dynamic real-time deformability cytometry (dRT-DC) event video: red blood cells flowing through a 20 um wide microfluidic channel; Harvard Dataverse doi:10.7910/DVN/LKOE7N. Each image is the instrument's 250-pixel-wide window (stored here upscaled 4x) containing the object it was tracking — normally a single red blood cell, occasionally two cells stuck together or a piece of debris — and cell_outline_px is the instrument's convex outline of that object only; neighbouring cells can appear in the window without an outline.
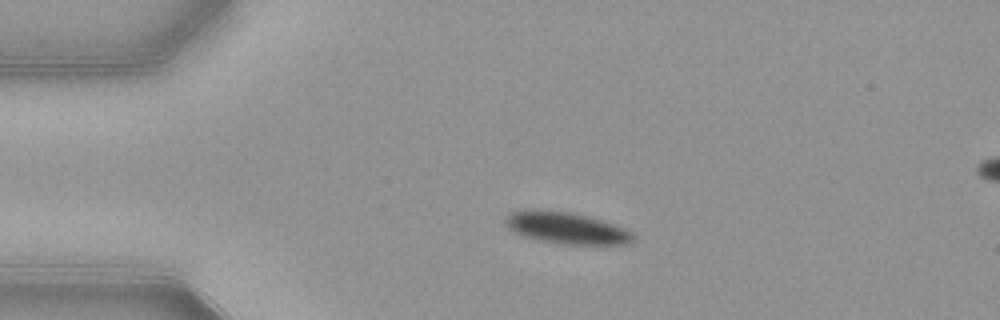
{"species": "common noctule bat (a hibernating species)", "species_latin": "Nyctalus noctula", "temperature_condition": "warm", "stored_images_in_passage": 42, "camera_frame_rate_fps": 3000, "um_per_image_px": 0.085, "animal": {"sex": "female", "body_mass_g": 21.9}, "frame": {"image": 1, "passage_image": 1, "time_ms": 0.0, "image_size_px": [1000, 320], "cell_outline_px": [[636, 236], [632, 244], [560, 244], [540, 240], [524, 236], [512, 232], [508, 228], [504, 220], [512, 212], [524, 208], [536, 208], [572, 212], [600, 220], [624, 228], [632, 232]], "centroid_in_image_um": [48.11, 19.36], "position_along_channel_um": 36.9, "area_um2": 23.81}}
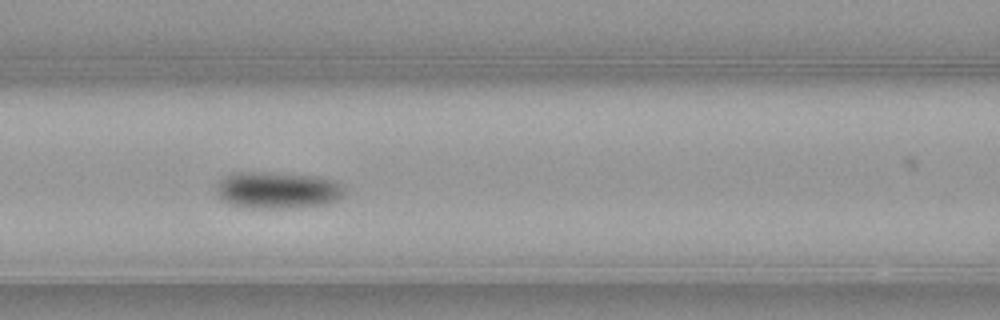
{"frame": {"image": 2, "passage_image": 12, "time_ms": 3.667, "image_size_px": [1000, 320], "cell_outline_px": [[344, 196], [328, 204], [280, 208], [248, 208], [232, 204], [220, 200], [216, 192], [216, 184], [224, 176], [232, 172], [272, 172], [320, 176], [336, 180], [344, 188]], "centroid_in_image_um": [23.58, 16.15], "position_along_channel_um": 143.0, "area_um2": 27.92}}
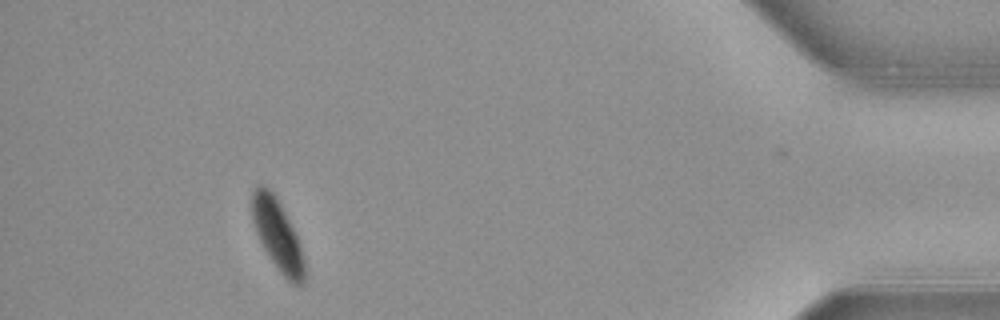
{"frame": {"image": 3, "passage_image": 38, "time_ms": 12.333, "image_size_px": [1000, 320], "cell_outline_px": [[304, 284], [292, 284], [280, 272], [264, 248], [256, 232], [252, 220], [252, 192], [260, 184], [268, 188], [272, 192], [280, 204], [296, 236], [304, 260]], "centroid_in_image_um": [23.57, 19.97], "position_along_channel_um": 411.6, "area_um2": 20.87}, "authors_computed_cell_mechanics": {"area_um2": 25.143, "velocity_mm_per_s": 3.841, "shape_relaxation_time_tau1_ms": 2.9633, "shape_relaxation_time_tau2_ms": null, "deformation_change_tau1": 0.1146, "deformation_change_tau2": null}}